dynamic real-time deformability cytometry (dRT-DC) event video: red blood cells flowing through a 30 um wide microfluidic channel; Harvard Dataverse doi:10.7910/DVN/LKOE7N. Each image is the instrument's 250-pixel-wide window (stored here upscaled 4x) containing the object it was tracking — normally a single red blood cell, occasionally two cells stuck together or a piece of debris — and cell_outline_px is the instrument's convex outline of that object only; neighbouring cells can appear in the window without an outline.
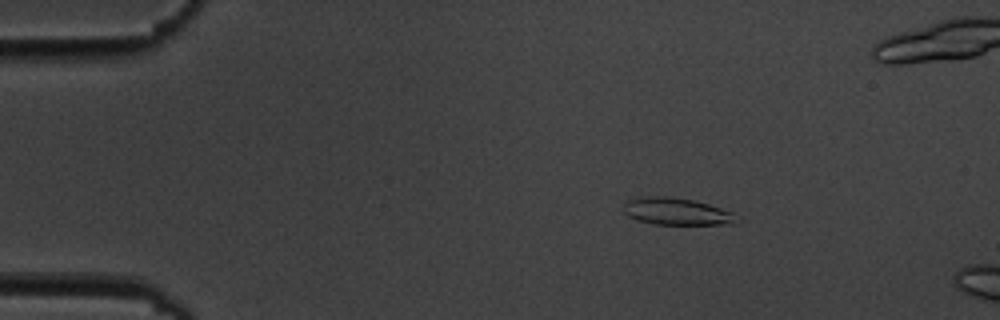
{"species": "common noctule bat (a hibernating species)", "species_latin": "Nyctalus noctula", "temperature_condition": "cold", "stored_images_in_passage": 6, "camera_frame_rate_fps": 3000, "um_per_image_px": 0.085, "animal": {"sex": "male", "body_mass_g": 19.5, "forearm_length_mm": 54.6}, "frame": {"image": 1, "passage_image": 3, "time_ms": 2.333, "image_size_px": [1000, 320], "cell_outline_px": [[744, 220], [732, 224], [656, 224], [636, 220], [628, 216], [624, 212], [624, 204], [628, 200], [648, 196], [668, 196], [692, 200], [708, 204], [732, 212]], "centroid_in_image_um": [57.56, 17.98], "position_along_channel_um": 27.4, "area_um2": 17.86}}